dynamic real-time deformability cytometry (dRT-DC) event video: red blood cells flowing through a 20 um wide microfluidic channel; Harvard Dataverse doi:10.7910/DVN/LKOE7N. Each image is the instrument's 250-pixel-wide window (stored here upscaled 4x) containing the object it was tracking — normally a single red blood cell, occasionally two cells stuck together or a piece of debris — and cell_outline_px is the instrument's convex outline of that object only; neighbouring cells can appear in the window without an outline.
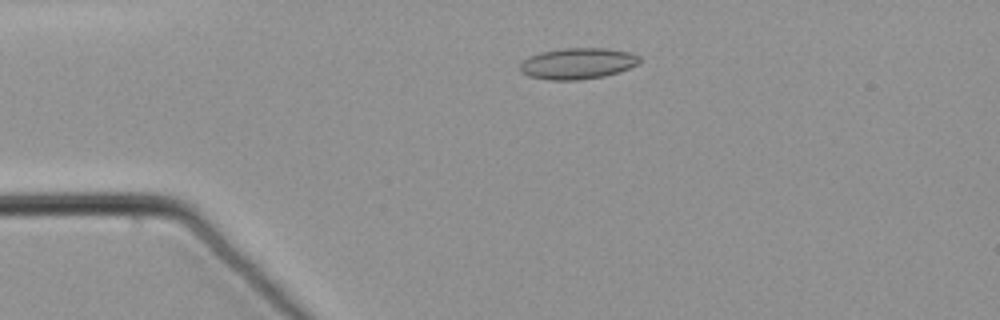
{"species": "common noctule bat (a hibernating species)", "species_latin": "Nyctalus noctula", "temperature_condition": "warm", "stored_images_in_passage": 59, "camera_frame_rate_fps": 3000, "um_per_image_px": 0.085, "animal": {"sex": "male", "body_mass_g": 21.5, "forearm_length_mm": 52.0}, "frame": {"image": 1, "passage_image": 13, "time_ms": 4.0, "image_size_px": [1000, 320], "cell_outline_px": [[640, 60], [636, 64], [620, 72], [604, 76], [580, 80], [552, 80], [528, 76], [520, 72], [520, 64], [528, 56], [540, 52], [564, 48], [604, 48], [628, 52], [640, 56]], "centroid_in_image_um": [49.07, 5.4], "position_along_channel_um": 35.9, "area_um2": 21.68}}
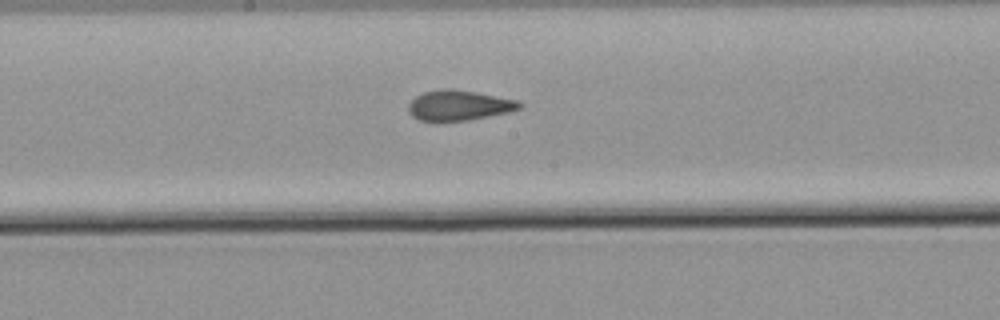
{"frame": {"image": 2, "passage_image": 31, "time_ms": 10.0, "image_size_px": [1000, 320], "cell_outline_px": [[524, 104], [520, 108], [508, 112], [468, 120], [436, 124], [420, 120], [412, 116], [408, 112], [408, 104], [416, 96], [424, 92], [444, 88], [448, 88], [476, 92], [516, 100]], "centroid_in_image_um": [38.94, 8.99], "position_along_channel_um": 209.3, "area_um2": 19.94}}
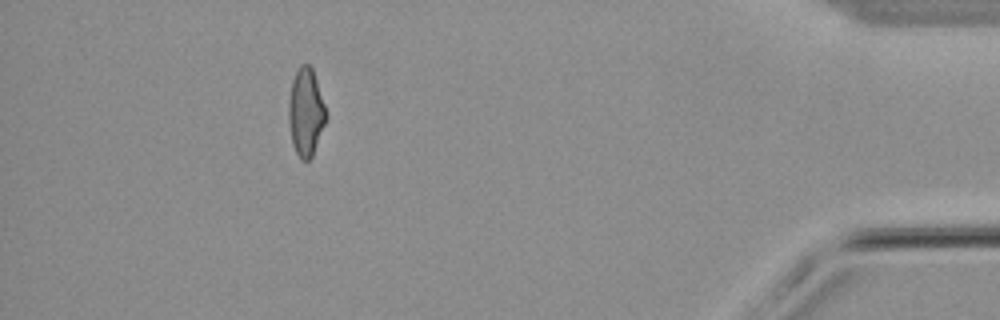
{"frame": {"image": 3, "passage_image": 53, "time_ms": 17.333, "image_size_px": [1000, 320], "cell_outline_px": [[328, 116], [312, 156], [308, 160], [300, 160], [292, 144], [288, 120], [288, 100], [292, 80], [300, 64], [308, 64], [312, 68]], "centroid_in_image_um": [25.98, 9.55], "position_along_channel_um": 409.2, "area_um2": 19.13}}